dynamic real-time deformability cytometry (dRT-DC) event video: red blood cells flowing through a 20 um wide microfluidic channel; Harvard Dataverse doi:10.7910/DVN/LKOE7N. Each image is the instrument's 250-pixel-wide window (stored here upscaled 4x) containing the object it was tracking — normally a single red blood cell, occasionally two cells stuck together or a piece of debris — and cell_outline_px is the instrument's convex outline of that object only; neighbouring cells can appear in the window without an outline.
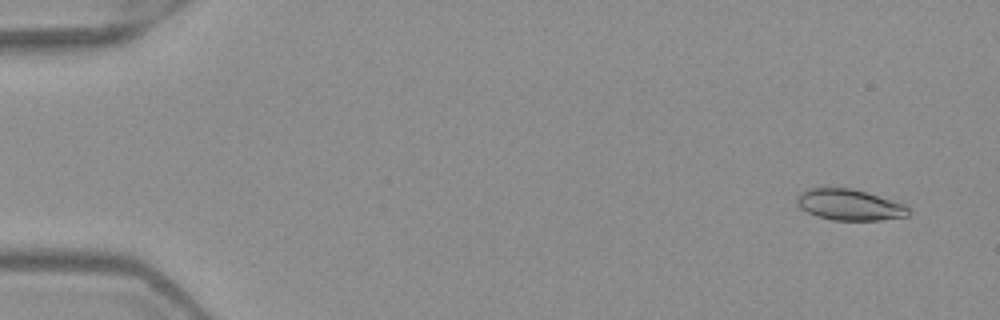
{"species": "Egyptian fruit bat (a non-hibernating species)", "species_latin": "Rousettus aegyptiacus", "temperature_condition": "warm", "stored_images_in_passage": 4, "camera_frame_rate_fps": 3000, "um_per_image_px": 0.085, "frame": {"image": 1, "passage_image": 1, "time_ms": 0.0, "image_size_px": [1000, 320], "cell_outline_px": [[912, 212], [908, 216], [880, 220], [832, 220], [816, 216], [800, 208], [796, 204], [796, 196], [800, 192], [808, 188], [848, 188], [864, 192], [904, 204]], "centroid_in_image_um": [72.17, 17.42], "position_along_channel_um": 12.8, "area_um2": 20.11}}
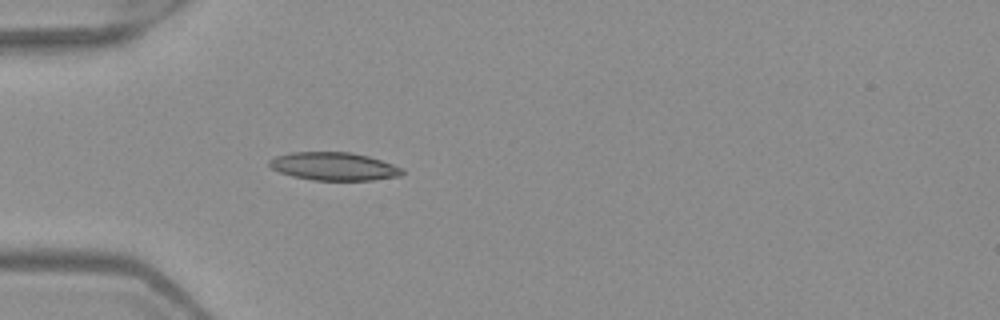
{"frame": {"image": 2, "passage_image": 4, "time_ms": 1.0, "image_size_px": [1000, 320], "cell_outline_px": [[404, 172], [400, 176], [372, 180], [312, 180], [292, 176], [280, 172], [272, 168], [268, 164], [268, 160], [276, 156], [292, 152], [352, 152], [368, 156], [404, 168]], "centroid_in_image_um": [28.38, 14.14], "position_along_channel_um": 56.6, "area_um2": 21.73}}